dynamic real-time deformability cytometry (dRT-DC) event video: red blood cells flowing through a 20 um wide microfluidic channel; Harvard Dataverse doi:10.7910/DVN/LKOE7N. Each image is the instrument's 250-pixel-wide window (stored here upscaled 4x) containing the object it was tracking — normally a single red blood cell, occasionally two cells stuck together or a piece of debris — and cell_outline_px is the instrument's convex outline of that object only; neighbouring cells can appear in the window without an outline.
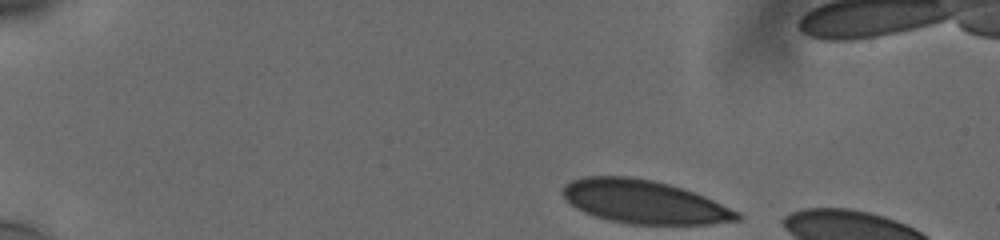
{"species": "human", "species_latin": "Homo sapiens", "temperature_condition": "cold", "stored_images_in_passage": 11, "camera_frame_rate_fps": 3000, "um_per_image_px": 0.085, "donor": {"sex": "male"}, "frame": {"image": 1, "passage_image": 1, "time_ms": 0.0, "image_size_px": [1000, 240], "cell_outline_px": [[744, 216], [740, 220], [708, 224], [628, 224], [608, 220], [584, 212], [576, 208], [560, 192], [560, 188], [564, 184], [572, 180], [584, 176], [628, 176], [652, 180], [684, 188], [704, 196], [740, 212]], "centroid_in_image_um": [54.75, 17.15], "position_along_channel_um": 30.3, "area_um2": 44.22}}